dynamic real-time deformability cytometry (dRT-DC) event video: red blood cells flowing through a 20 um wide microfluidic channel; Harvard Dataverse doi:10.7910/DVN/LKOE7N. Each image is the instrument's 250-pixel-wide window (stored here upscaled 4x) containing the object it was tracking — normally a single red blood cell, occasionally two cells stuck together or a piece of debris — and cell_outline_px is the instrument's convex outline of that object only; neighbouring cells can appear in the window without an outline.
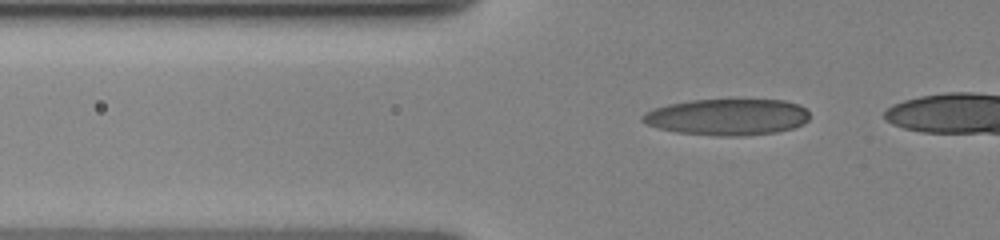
{"species": "human", "species_latin": "Homo sapiens", "temperature_condition": "cold", "stored_images_in_passage": 14, "camera_frame_rate_fps": 3000, "um_per_image_px": 0.085, "donor": {"sex": "female"}, "frame": {"image": 1, "passage_image": 10, "time_ms": 2.667, "image_size_px": [1000, 240], "cell_outline_px": [[808, 120], [804, 124], [792, 128], [776, 132], [740, 136], [716, 136], [676, 132], [660, 128], [648, 124], [640, 120], [640, 116], [644, 112], [668, 104], [692, 100], [784, 100], [800, 104], [808, 112]], "centroid_in_image_um": [61.82, 9.95], "position_along_channel_um": 64.0, "area_um2": 35.43}}